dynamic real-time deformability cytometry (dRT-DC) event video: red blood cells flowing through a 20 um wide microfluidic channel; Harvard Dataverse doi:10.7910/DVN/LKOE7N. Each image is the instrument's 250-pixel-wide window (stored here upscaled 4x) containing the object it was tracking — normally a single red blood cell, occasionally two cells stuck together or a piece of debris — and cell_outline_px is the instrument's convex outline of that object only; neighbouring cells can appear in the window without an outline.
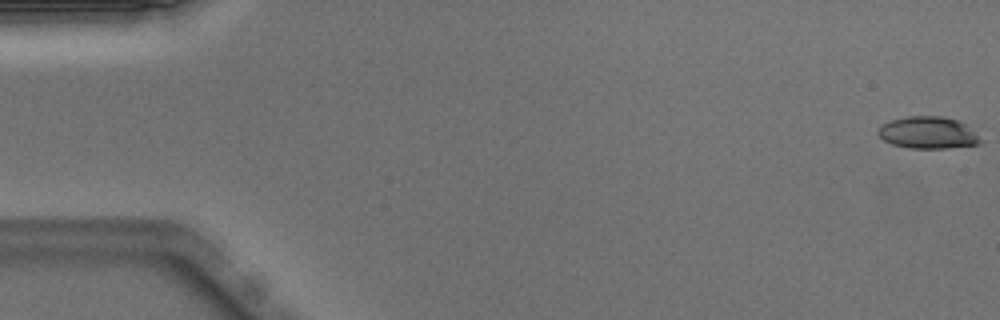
{"species": "Egyptian fruit bat (a non-hibernating species)", "species_latin": "Rousettus aegyptiacus", "temperature_condition": "warm", "stored_images_in_passage": 14, "camera_frame_rate_fps": 3000, "um_per_image_px": 0.085, "animal": {"sex": "male"}, "frame": {"image": 1, "passage_image": 1, "time_ms": 0.0, "image_size_px": [1000, 320], "cell_outline_px": [[984, 140], [980, 144], [948, 148], [912, 148], [892, 144], [884, 140], [876, 132], [884, 124], [892, 120], [908, 116], [944, 116], [956, 120], [964, 124]], "centroid_in_image_um": [78.91, 11.28], "position_along_channel_um": 6.1, "area_um2": 18.9}}